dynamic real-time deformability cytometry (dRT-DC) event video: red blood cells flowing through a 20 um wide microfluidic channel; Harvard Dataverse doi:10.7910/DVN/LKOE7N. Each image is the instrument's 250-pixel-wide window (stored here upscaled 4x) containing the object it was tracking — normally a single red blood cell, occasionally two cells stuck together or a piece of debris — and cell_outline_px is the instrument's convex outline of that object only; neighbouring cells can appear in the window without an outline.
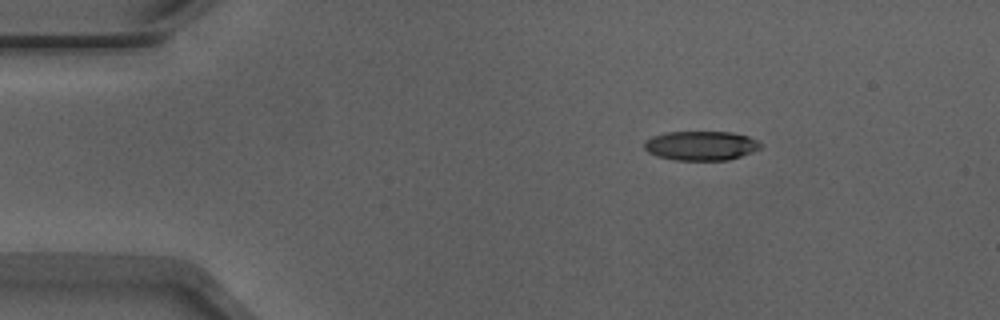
{"species": "Egyptian fruit bat (a non-hibernating species)", "species_latin": "Rousettus aegyptiacus", "temperature_condition": "warm", "stored_images_in_passage": 45, "camera_frame_rate_fps": 3000, "um_per_image_px": 0.085, "animal": {"sex": "male"}, "frame": {"image": 1, "passage_image": 1, "time_ms": 0.0, "image_size_px": [1000, 320], "cell_outline_px": [[760, 148], [752, 152], [728, 160], [676, 160], [656, 156], [648, 152], [644, 148], [644, 140], [652, 136], [668, 132], [732, 132], [748, 136], [756, 140], [760, 144]], "centroid_in_image_um": [59.54, 12.38], "position_along_channel_um": 25.5, "area_um2": 19.83}}
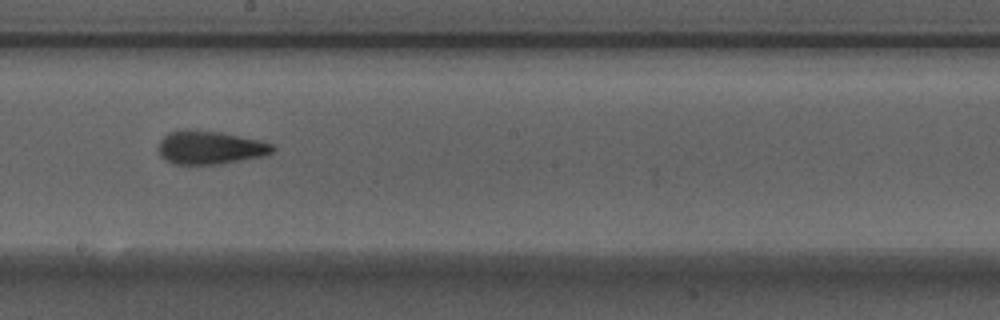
{"frame": {"image": 2, "passage_image": 22, "time_ms": 7.0, "image_size_px": [1000, 320], "cell_outline_px": [[276, 148], [272, 152], [264, 156], [220, 164], [172, 164], [164, 160], [160, 156], [156, 148], [160, 140], [168, 132], [184, 128], [188, 128], [220, 132], [260, 140], [272, 144]], "centroid_in_image_um": [17.79, 12.53], "position_along_channel_um": 230.4, "area_um2": 22.66}}
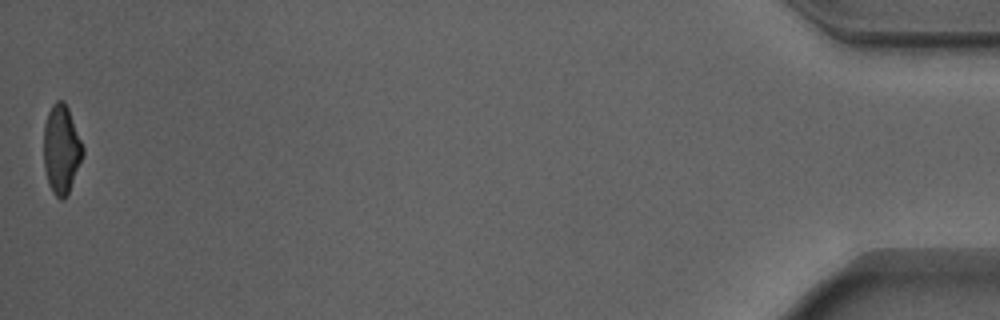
{"frame": {"image": 3, "passage_image": 45, "time_ms": 14.667, "image_size_px": [1000, 320], "cell_outline_px": [[84, 152], [68, 192], [64, 200], [60, 200], [52, 192], [48, 184], [44, 168], [44, 124], [48, 112], [52, 104], [56, 100], [64, 100], [68, 108], [84, 148]], "centroid_in_image_um": [5.2, 12.68], "position_along_channel_um": 430.0, "area_um2": 20.11}, "authors_computed_cell_mechanics": {"area_um2": 21.5594, "velocity_mm_per_s": 3.9178, "shape_relaxation_time_tau1_ms": 3.3172, "shape_relaxation_time_tau2_ms": 1.6961, "deformation_change_tau1": 0.1808, "deformation_change_tau2": 0.1093}}